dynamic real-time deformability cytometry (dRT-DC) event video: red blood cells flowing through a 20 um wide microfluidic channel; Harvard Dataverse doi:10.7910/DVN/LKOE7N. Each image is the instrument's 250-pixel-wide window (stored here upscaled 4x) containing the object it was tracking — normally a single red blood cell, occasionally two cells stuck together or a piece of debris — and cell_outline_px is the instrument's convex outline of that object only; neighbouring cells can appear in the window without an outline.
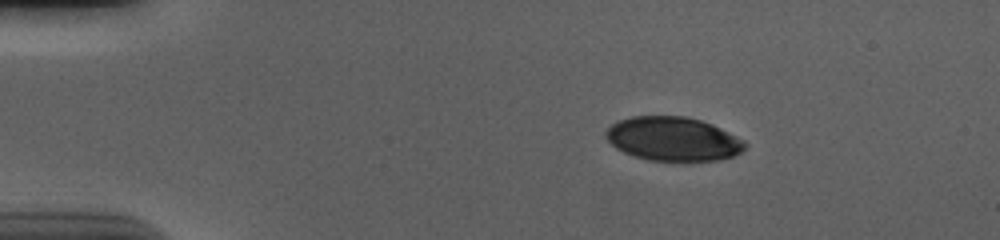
{"species": "human", "species_latin": "Homo sapiens", "temperature_condition": "cold", "stored_images_in_passage": 47, "camera_frame_rate_fps": 3000, "um_per_image_px": 0.085, "donor": {"sex": "male"}, "frame": {"image": 1, "passage_image": 1, "time_ms": 0.0, "image_size_px": [1000, 240], "cell_outline_px": [[744, 148], [740, 152], [732, 156], [720, 160], [648, 160], [624, 152], [616, 148], [604, 136], [604, 132], [612, 124], [620, 120], [632, 116], [684, 116], [700, 120], [712, 124], [744, 140]], "centroid_in_image_um": [57.18, 11.8], "position_along_channel_um": 27.8, "area_um2": 35.2}}
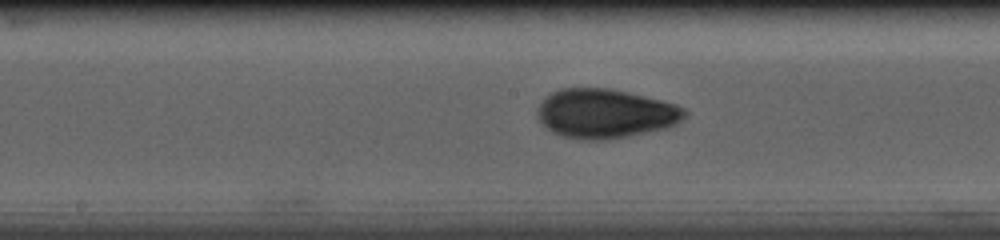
{"frame": {"image": 2, "passage_image": 21, "time_ms": 6.667, "image_size_px": [1000, 240], "cell_outline_px": [[688, 112], [676, 124], [664, 128], [628, 136], [604, 140], [580, 140], [564, 136], [552, 132], [540, 120], [536, 112], [544, 96], [552, 92], [564, 88], [608, 88], [628, 92], [676, 104], [684, 108]], "centroid_in_image_um": [51.43, 9.65], "position_along_channel_um": 196.8, "area_um2": 42.02}}
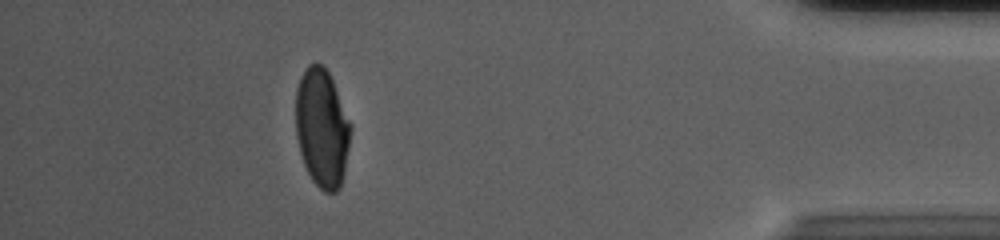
{"frame": {"image": 3, "passage_image": 42, "time_ms": 13.667, "image_size_px": [1000, 240], "cell_outline_px": [[352, 128], [344, 172], [340, 188], [336, 192], [324, 192], [312, 180], [304, 164], [300, 152], [296, 136], [296, 88], [300, 76], [308, 64], [324, 64], [332, 80], [352, 124]], "centroid_in_image_um": [27.37, 10.87], "position_along_channel_um": 407.8, "area_um2": 38.09}, "authors_computed_cell_mechanics": {"area_um2": 39.304, "velocity_mm_per_s": 3.6899, "shape_relaxation_time_tau1_ms": 4.7698, "shape_relaxation_time_tau2_ms": 0.9023, "deformation_change_tau1": 0.1715, "deformation_change_tau2": 0.0427}}